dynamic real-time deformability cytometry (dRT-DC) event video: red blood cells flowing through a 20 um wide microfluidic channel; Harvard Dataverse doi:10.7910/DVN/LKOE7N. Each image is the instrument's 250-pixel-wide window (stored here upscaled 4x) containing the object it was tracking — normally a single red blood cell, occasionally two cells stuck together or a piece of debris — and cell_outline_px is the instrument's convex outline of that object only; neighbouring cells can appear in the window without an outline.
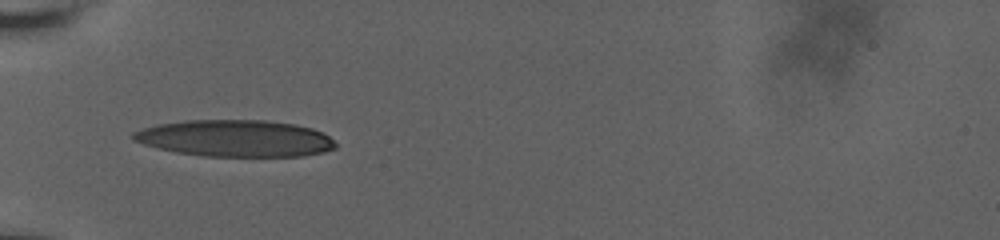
{"species": "human", "species_latin": "Homo sapiens", "temperature_condition": "room temperature", "stored_images_in_passage": 59, "camera_frame_rate_fps": 3000, "um_per_image_px": 0.085, "donor": {"sex": "male"}, "frame": {"image": 1, "passage_image": 1, "time_ms": 0.0, "image_size_px": [1000, 240], "cell_outline_px": [[336, 148], [324, 152], [300, 156], [204, 156], [176, 152], [156, 148], [132, 140], [132, 132], [144, 128], [160, 124], [184, 120], [264, 120], [296, 124], [312, 128], [328, 136], [336, 144]], "centroid_in_image_um": [19.98, 11.76], "position_along_channel_um": 65.0, "area_um2": 43.23}}
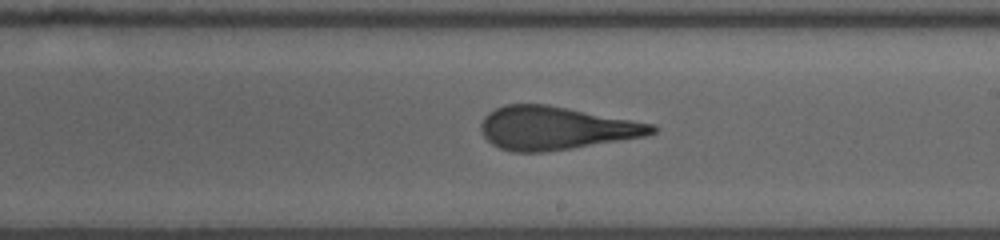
{"frame": {"image": 2, "passage_image": 25, "time_ms": 5.0, "image_size_px": [1000, 240], "cell_outline_px": [[660, 128], [656, 132], [648, 136], [572, 148], [544, 152], [512, 152], [500, 148], [492, 144], [484, 136], [480, 128], [480, 124], [484, 116], [488, 112], [504, 104], [548, 104], [656, 124]], "centroid_in_image_um": [47.27, 10.88], "position_along_channel_um": 241.7, "area_um2": 43.41}}
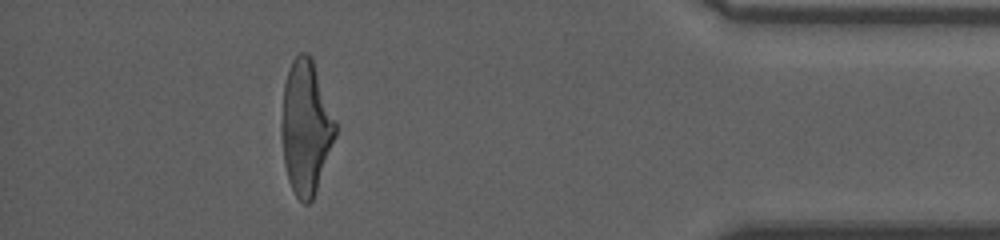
{"frame": {"image": 3, "passage_image": 52, "time_ms": 10.667, "image_size_px": [1000, 240], "cell_outline_px": [[336, 136], [316, 192], [312, 200], [308, 204], [304, 204], [296, 196], [288, 180], [284, 164], [284, 84], [292, 60], [300, 52], [308, 52], [312, 60], [336, 120]], "centroid_in_image_um": [26.04, 10.86], "position_along_channel_um": 409.2, "area_um2": 40.86}, "authors_computed_cell_mechanics": {"area_um2": 42.6564, "velocity_mm_per_s": 3.669, "shape_relaxation_time_tau1_ms": 7.0986, "shape_relaxation_time_tau2_ms": 1.7307, "deformation_change_tau1": 0.262, "deformation_change_tau2": 0.1376}}